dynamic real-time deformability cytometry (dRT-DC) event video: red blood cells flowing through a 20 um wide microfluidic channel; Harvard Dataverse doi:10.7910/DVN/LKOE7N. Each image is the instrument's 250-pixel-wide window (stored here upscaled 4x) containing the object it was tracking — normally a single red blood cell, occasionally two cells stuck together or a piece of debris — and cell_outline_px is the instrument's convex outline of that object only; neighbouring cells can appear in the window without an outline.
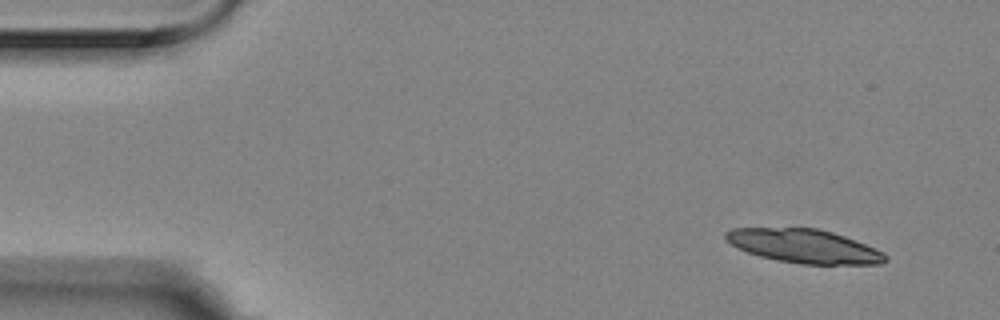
{"species": "Egyptian fruit bat (a non-hibernating species)", "species_latin": "Rousettus aegyptiacus", "temperature_condition": "room temperature", "stored_images_in_passage": 5, "camera_frame_rate_fps": 3000, "um_per_image_px": 0.085, "animal": {"sex": "female"}, "frame": {"image": 1, "passage_image": 1, "time_ms": 0.0, "image_size_px": [1000, 320], "cell_outline_px": [[888, 260], [880, 264], [800, 264], [760, 256], [748, 252], [724, 240], [724, 232], [732, 228], [816, 228], [832, 232], [844, 236], [884, 252], [888, 256]], "centroid_in_image_um": [68.35, 20.92], "position_along_channel_um": 16.7, "area_um2": 31.15}}